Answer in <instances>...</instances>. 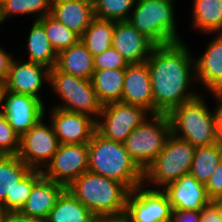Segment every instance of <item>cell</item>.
Instances as JSON below:
<instances>
[{
    "label": "cell",
    "instance_id": "cell-1",
    "mask_svg": "<svg viewBox=\"0 0 222 222\" xmlns=\"http://www.w3.org/2000/svg\"><path fill=\"white\" fill-rule=\"evenodd\" d=\"M191 57L183 41L154 47L146 60L152 83L153 114H168L199 96L188 90L191 81H196L195 60Z\"/></svg>",
    "mask_w": 222,
    "mask_h": 222
},
{
    "label": "cell",
    "instance_id": "cell-2",
    "mask_svg": "<svg viewBox=\"0 0 222 222\" xmlns=\"http://www.w3.org/2000/svg\"><path fill=\"white\" fill-rule=\"evenodd\" d=\"M87 145L89 172L119 181L130 191L143 185V170L130 157L123 143L108 140L96 131Z\"/></svg>",
    "mask_w": 222,
    "mask_h": 222
},
{
    "label": "cell",
    "instance_id": "cell-3",
    "mask_svg": "<svg viewBox=\"0 0 222 222\" xmlns=\"http://www.w3.org/2000/svg\"><path fill=\"white\" fill-rule=\"evenodd\" d=\"M96 217L125 212L130 190L121 182L85 172L67 188Z\"/></svg>",
    "mask_w": 222,
    "mask_h": 222
},
{
    "label": "cell",
    "instance_id": "cell-4",
    "mask_svg": "<svg viewBox=\"0 0 222 222\" xmlns=\"http://www.w3.org/2000/svg\"><path fill=\"white\" fill-rule=\"evenodd\" d=\"M202 95L182 103L167 116L171 134L190 142L194 147L210 146L220 142L215 113L209 110Z\"/></svg>",
    "mask_w": 222,
    "mask_h": 222
},
{
    "label": "cell",
    "instance_id": "cell-5",
    "mask_svg": "<svg viewBox=\"0 0 222 222\" xmlns=\"http://www.w3.org/2000/svg\"><path fill=\"white\" fill-rule=\"evenodd\" d=\"M173 1L136 0L128 22L156 46L182 41L176 32Z\"/></svg>",
    "mask_w": 222,
    "mask_h": 222
},
{
    "label": "cell",
    "instance_id": "cell-6",
    "mask_svg": "<svg viewBox=\"0 0 222 222\" xmlns=\"http://www.w3.org/2000/svg\"><path fill=\"white\" fill-rule=\"evenodd\" d=\"M195 150L196 147L190 142L171 134L163 150L143 171V181H149V185L162 189L183 175L189 174Z\"/></svg>",
    "mask_w": 222,
    "mask_h": 222
},
{
    "label": "cell",
    "instance_id": "cell-7",
    "mask_svg": "<svg viewBox=\"0 0 222 222\" xmlns=\"http://www.w3.org/2000/svg\"><path fill=\"white\" fill-rule=\"evenodd\" d=\"M170 135L167 114H152L130 133L123 144L130 157L144 171L163 150Z\"/></svg>",
    "mask_w": 222,
    "mask_h": 222
},
{
    "label": "cell",
    "instance_id": "cell-8",
    "mask_svg": "<svg viewBox=\"0 0 222 222\" xmlns=\"http://www.w3.org/2000/svg\"><path fill=\"white\" fill-rule=\"evenodd\" d=\"M48 83L63 103L54 107L85 114L97 121L103 105L97 98L91 80L64 73L54 67L50 69Z\"/></svg>",
    "mask_w": 222,
    "mask_h": 222
},
{
    "label": "cell",
    "instance_id": "cell-9",
    "mask_svg": "<svg viewBox=\"0 0 222 222\" xmlns=\"http://www.w3.org/2000/svg\"><path fill=\"white\" fill-rule=\"evenodd\" d=\"M150 115L152 114L141 106L123 102L108 103L102 106L100 118L96 121V131L108 140L123 143Z\"/></svg>",
    "mask_w": 222,
    "mask_h": 222
},
{
    "label": "cell",
    "instance_id": "cell-10",
    "mask_svg": "<svg viewBox=\"0 0 222 222\" xmlns=\"http://www.w3.org/2000/svg\"><path fill=\"white\" fill-rule=\"evenodd\" d=\"M44 118L20 136L17 156L31 169L43 170L60 145L52 124H45Z\"/></svg>",
    "mask_w": 222,
    "mask_h": 222
},
{
    "label": "cell",
    "instance_id": "cell-11",
    "mask_svg": "<svg viewBox=\"0 0 222 222\" xmlns=\"http://www.w3.org/2000/svg\"><path fill=\"white\" fill-rule=\"evenodd\" d=\"M171 212L166 194L158 188H147L146 182L128 194L125 213L130 222H171Z\"/></svg>",
    "mask_w": 222,
    "mask_h": 222
},
{
    "label": "cell",
    "instance_id": "cell-12",
    "mask_svg": "<svg viewBox=\"0 0 222 222\" xmlns=\"http://www.w3.org/2000/svg\"><path fill=\"white\" fill-rule=\"evenodd\" d=\"M87 144H60L52 160L42 170L43 176L66 188L88 171Z\"/></svg>",
    "mask_w": 222,
    "mask_h": 222
},
{
    "label": "cell",
    "instance_id": "cell-13",
    "mask_svg": "<svg viewBox=\"0 0 222 222\" xmlns=\"http://www.w3.org/2000/svg\"><path fill=\"white\" fill-rule=\"evenodd\" d=\"M3 114L19 136L35 126L45 116V105L35 97L5 89Z\"/></svg>",
    "mask_w": 222,
    "mask_h": 222
},
{
    "label": "cell",
    "instance_id": "cell-14",
    "mask_svg": "<svg viewBox=\"0 0 222 222\" xmlns=\"http://www.w3.org/2000/svg\"><path fill=\"white\" fill-rule=\"evenodd\" d=\"M51 110V124L59 144H88L96 132V120L58 107Z\"/></svg>",
    "mask_w": 222,
    "mask_h": 222
},
{
    "label": "cell",
    "instance_id": "cell-15",
    "mask_svg": "<svg viewBox=\"0 0 222 222\" xmlns=\"http://www.w3.org/2000/svg\"><path fill=\"white\" fill-rule=\"evenodd\" d=\"M50 69L45 65L24 61L19 63L13 58L5 89L14 93L24 94L44 100L39 96L43 80L49 82Z\"/></svg>",
    "mask_w": 222,
    "mask_h": 222
},
{
    "label": "cell",
    "instance_id": "cell-16",
    "mask_svg": "<svg viewBox=\"0 0 222 222\" xmlns=\"http://www.w3.org/2000/svg\"><path fill=\"white\" fill-rule=\"evenodd\" d=\"M162 191L175 210L201 211L212 200L205 185L190 173L166 185Z\"/></svg>",
    "mask_w": 222,
    "mask_h": 222
},
{
    "label": "cell",
    "instance_id": "cell-17",
    "mask_svg": "<svg viewBox=\"0 0 222 222\" xmlns=\"http://www.w3.org/2000/svg\"><path fill=\"white\" fill-rule=\"evenodd\" d=\"M112 46L129 64L146 62L156 46L128 21H115Z\"/></svg>",
    "mask_w": 222,
    "mask_h": 222
},
{
    "label": "cell",
    "instance_id": "cell-18",
    "mask_svg": "<svg viewBox=\"0 0 222 222\" xmlns=\"http://www.w3.org/2000/svg\"><path fill=\"white\" fill-rule=\"evenodd\" d=\"M121 102L141 106L153 114L152 83L146 62L125 68Z\"/></svg>",
    "mask_w": 222,
    "mask_h": 222
},
{
    "label": "cell",
    "instance_id": "cell-19",
    "mask_svg": "<svg viewBox=\"0 0 222 222\" xmlns=\"http://www.w3.org/2000/svg\"><path fill=\"white\" fill-rule=\"evenodd\" d=\"M196 81L210 93H222V33L207 45L203 55L195 60Z\"/></svg>",
    "mask_w": 222,
    "mask_h": 222
},
{
    "label": "cell",
    "instance_id": "cell-20",
    "mask_svg": "<svg viewBox=\"0 0 222 222\" xmlns=\"http://www.w3.org/2000/svg\"><path fill=\"white\" fill-rule=\"evenodd\" d=\"M50 15L79 36L95 18L93 3L86 0H54Z\"/></svg>",
    "mask_w": 222,
    "mask_h": 222
},
{
    "label": "cell",
    "instance_id": "cell-21",
    "mask_svg": "<svg viewBox=\"0 0 222 222\" xmlns=\"http://www.w3.org/2000/svg\"><path fill=\"white\" fill-rule=\"evenodd\" d=\"M66 187L42 176L32 187L30 196L20 212L30 217L46 220Z\"/></svg>",
    "mask_w": 222,
    "mask_h": 222
},
{
    "label": "cell",
    "instance_id": "cell-22",
    "mask_svg": "<svg viewBox=\"0 0 222 222\" xmlns=\"http://www.w3.org/2000/svg\"><path fill=\"white\" fill-rule=\"evenodd\" d=\"M31 170L17 155H0V205L13 211V189Z\"/></svg>",
    "mask_w": 222,
    "mask_h": 222
},
{
    "label": "cell",
    "instance_id": "cell-23",
    "mask_svg": "<svg viewBox=\"0 0 222 222\" xmlns=\"http://www.w3.org/2000/svg\"><path fill=\"white\" fill-rule=\"evenodd\" d=\"M55 68L64 73L91 80L95 71L93 55L79 40L57 54Z\"/></svg>",
    "mask_w": 222,
    "mask_h": 222
},
{
    "label": "cell",
    "instance_id": "cell-24",
    "mask_svg": "<svg viewBox=\"0 0 222 222\" xmlns=\"http://www.w3.org/2000/svg\"><path fill=\"white\" fill-rule=\"evenodd\" d=\"M125 69L95 70L91 79L99 102H121Z\"/></svg>",
    "mask_w": 222,
    "mask_h": 222
},
{
    "label": "cell",
    "instance_id": "cell-25",
    "mask_svg": "<svg viewBox=\"0 0 222 222\" xmlns=\"http://www.w3.org/2000/svg\"><path fill=\"white\" fill-rule=\"evenodd\" d=\"M95 216L68 190L58 198L46 222H94Z\"/></svg>",
    "mask_w": 222,
    "mask_h": 222
},
{
    "label": "cell",
    "instance_id": "cell-26",
    "mask_svg": "<svg viewBox=\"0 0 222 222\" xmlns=\"http://www.w3.org/2000/svg\"><path fill=\"white\" fill-rule=\"evenodd\" d=\"M193 27L204 33H222V0H194Z\"/></svg>",
    "mask_w": 222,
    "mask_h": 222
},
{
    "label": "cell",
    "instance_id": "cell-27",
    "mask_svg": "<svg viewBox=\"0 0 222 222\" xmlns=\"http://www.w3.org/2000/svg\"><path fill=\"white\" fill-rule=\"evenodd\" d=\"M28 36L29 58L27 61L45 65L52 69L56 65L57 53L47 37L43 25L36 19Z\"/></svg>",
    "mask_w": 222,
    "mask_h": 222
},
{
    "label": "cell",
    "instance_id": "cell-28",
    "mask_svg": "<svg viewBox=\"0 0 222 222\" xmlns=\"http://www.w3.org/2000/svg\"><path fill=\"white\" fill-rule=\"evenodd\" d=\"M115 21L94 18L80 36V40L93 55L100 54L112 46Z\"/></svg>",
    "mask_w": 222,
    "mask_h": 222
},
{
    "label": "cell",
    "instance_id": "cell-29",
    "mask_svg": "<svg viewBox=\"0 0 222 222\" xmlns=\"http://www.w3.org/2000/svg\"><path fill=\"white\" fill-rule=\"evenodd\" d=\"M222 160V143L196 147L190 174L199 182L206 184Z\"/></svg>",
    "mask_w": 222,
    "mask_h": 222
},
{
    "label": "cell",
    "instance_id": "cell-30",
    "mask_svg": "<svg viewBox=\"0 0 222 222\" xmlns=\"http://www.w3.org/2000/svg\"><path fill=\"white\" fill-rule=\"evenodd\" d=\"M38 21L43 25L44 31L57 54L80 40L77 33L65 27L50 14L38 19Z\"/></svg>",
    "mask_w": 222,
    "mask_h": 222
},
{
    "label": "cell",
    "instance_id": "cell-31",
    "mask_svg": "<svg viewBox=\"0 0 222 222\" xmlns=\"http://www.w3.org/2000/svg\"><path fill=\"white\" fill-rule=\"evenodd\" d=\"M51 0H0V16L2 22L9 16L20 14H36V20L49 15Z\"/></svg>",
    "mask_w": 222,
    "mask_h": 222
},
{
    "label": "cell",
    "instance_id": "cell-32",
    "mask_svg": "<svg viewBox=\"0 0 222 222\" xmlns=\"http://www.w3.org/2000/svg\"><path fill=\"white\" fill-rule=\"evenodd\" d=\"M136 0H95L94 15L99 19L112 21H128Z\"/></svg>",
    "mask_w": 222,
    "mask_h": 222
},
{
    "label": "cell",
    "instance_id": "cell-33",
    "mask_svg": "<svg viewBox=\"0 0 222 222\" xmlns=\"http://www.w3.org/2000/svg\"><path fill=\"white\" fill-rule=\"evenodd\" d=\"M43 176L42 170L31 169L13 189V211H20L30 196L33 185Z\"/></svg>",
    "mask_w": 222,
    "mask_h": 222
},
{
    "label": "cell",
    "instance_id": "cell-34",
    "mask_svg": "<svg viewBox=\"0 0 222 222\" xmlns=\"http://www.w3.org/2000/svg\"><path fill=\"white\" fill-rule=\"evenodd\" d=\"M20 136L9 125L5 115L0 114V155H17Z\"/></svg>",
    "mask_w": 222,
    "mask_h": 222
},
{
    "label": "cell",
    "instance_id": "cell-35",
    "mask_svg": "<svg viewBox=\"0 0 222 222\" xmlns=\"http://www.w3.org/2000/svg\"><path fill=\"white\" fill-rule=\"evenodd\" d=\"M93 62L95 70L125 69L129 65L125 58L113 46L93 56Z\"/></svg>",
    "mask_w": 222,
    "mask_h": 222
},
{
    "label": "cell",
    "instance_id": "cell-36",
    "mask_svg": "<svg viewBox=\"0 0 222 222\" xmlns=\"http://www.w3.org/2000/svg\"><path fill=\"white\" fill-rule=\"evenodd\" d=\"M208 196L214 200L217 196L222 195V160L218 164L215 172L205 184Z\"/></svg>",
    "mask_w": 222,
    "mask_h": 222
},
{
    "label": "cell",
    "instance_id": "cell-37",
    "mask_svg": "<svg viewBox=\"0 0 222 222\" xmlns=\"http://www.w3.org/2000/svg\"><path fill=\"white\" fill-rule=\"evenodd\" d=\"M200 222H222V212L214 200L200 211Z\"/></svg>",
    "mask_w": 222,
    "mask_h": 222
},
{
    "label": "cell",
    "instance_id": "cell-38",
    "mask_svg": "<svg viewBox=\"0 0 222 222\" xmlns=\"http://www.w3.org/2000/svg\"><path fill=\"white\" fill-rule=\"evenodd\" d=\"M171 222H200V211L172 209Z\"/></svg>",
    "mask_w": 222,
    "mask_h": 222
},
{
    "label": "cell",
    "instance_id": "cell-39",
    "mask_svg": "<svg viewBox=\"0 0 222 222\" xmlns=\"http://www.w3.org/2000/svg\"><path fill=\"white\" fill-rule=\"evenodd\" d=\"M13 57L0 47V82L5 83Z\"/></svg>",
    "mask_w": 222,
    "mask_h": 222
},
{
    "label": "cell",
    "instance_id": "cell-40",
    "mask_svg": "<svg viewBox=\"0 0 222 222\" xmlns=\"http://www.w3.org/2000/svg\"><path fill=\"white\" fill-rule=\"evenodd\" d=\"M2 222H46L45 220L30 217L22 214L20 211L5 212Z\"/></svg>",
    "mask_w": 222,
    "mask_h": 222
},
{
    "label": "cell",
    "instance_id": "cell-41",
    "mask_svg": "<svg viewBox=\"0 0 222 222\" xmlns=\"http://www.w3.org/2000/svg\"><path fill=\"white\" fill-rule=\"evenodd\" d=\"M216 98L218 105L215 107L214 113L216 118L217 135L222 143V93L212 94Z\"/></svg>",
    "mask_w": 222,
    "mask_h": 222
},
{
    "label": "cell",
    "instance_id": "cell-42",
    "mask_svg": "<svg viewBox=\"0 0 222 222\" xmlns=\"http://www.w3.org/2000/svg\"><path fill=\"white\" fill-rule=\"evenodd\" d=\"M94 222H130L128 215L124 212L117 215L96 216Z\"/></svg>",
    "mask_w": 222,
    "mask_h": 222
},
{
    "label": "cell",
    "instance_id": "cell-43",
    "mask_svg": "<svg viewBox=\"0 0 222 222\" xmlns=\"http://www.w3.org/2000/svg\"><path fill=\"white\" fill-rule=\"evenodd\" d=\"M5 92V83L0 82V114L3 112V95Z\"/></svg>",
    "mask_w": 222,
    "mask_h": 222
},
{
    "label": "cell",
    "instance_id": "cell-44",
    "mask_svg": "<svg viewBox=\"0 0 222 222\" xmlns=\"http://www.w3.org/2000/svg\"><path fill=\"white\" fill-rule=\"evenodd\" d=\"M215 203L219 206L220 211L222 212V195L217 196L214 199Z\"/></svg>",
    "mask_w": 222,
    "mask_h": 222
},
{
    "label": "cell",
    "instance_id": "cell-45",
    "mask_svg": "<svg viewBox=\"0 0 222 222\" xmlns=\"http://www.w3.org/2000/svg\"><path fill=\"white\" fill-rule=\"evenodd\" d=\"M4 214H5V211L3 210L2 206L0 205V222H2Z\"/></svg>",
    "mask_w": 222,
    "mask_h": 222
},
{
    "label": "cell",
    "instance_id": "cell-46",
    "mask_svg": "<svg viewBox=\"0 0 222 222\" xmlns=\"http://www.w3.org/2000/svg\"><path fill=\"white\" fill-rule=\"evenodd\" d=\"M86 1L93 3L95 0H86Z\"/></svg>",
    "mask_w": 222,
    "mask_h": 222
}]
</instances>
